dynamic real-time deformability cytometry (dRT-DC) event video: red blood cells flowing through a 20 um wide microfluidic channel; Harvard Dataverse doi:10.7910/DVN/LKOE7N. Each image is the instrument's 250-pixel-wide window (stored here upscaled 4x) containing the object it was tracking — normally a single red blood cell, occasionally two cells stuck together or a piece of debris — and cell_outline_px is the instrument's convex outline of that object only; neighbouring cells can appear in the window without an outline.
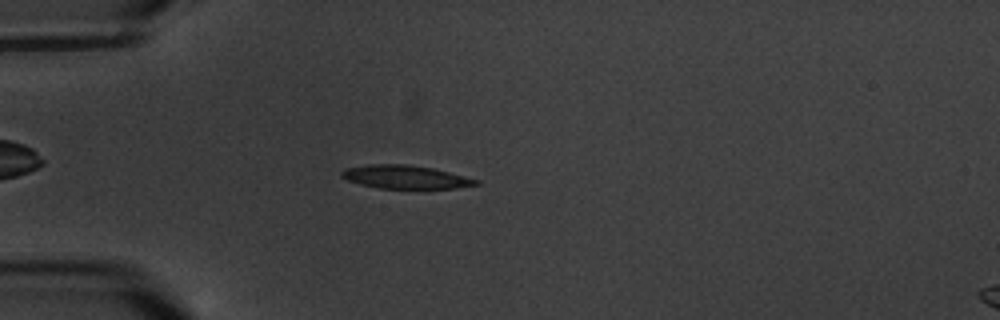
{"species": "common noctule bat (a hibernating species)", "species_latin": "Nyctalus noctula", "temperature_condition": "warm", "stored_images_in_passage": 8, "camera_frame_rate_fps": 3000, "um_per_image_px": 0.085, "animal": {"sex": "male", "body_mass_g": 20.1, "forearm_length_mm": 53.5}, "frame": {"image": 1, "passage_image": 4, "time_ms": 4.333, "image_size_px": [1000, 320], "cell_outline_px": [[480, 184], [456, 188], [380, 188], [360, 184], [348, 180], [340, 176], [340, 172], [344, 168], [368, 164], [404, 164], [432, 168], [480, 180]], "centroid_in_image_um": [34.43, 15.04], "position_along_channel_um": 50.6, "area_um2": 18.15}}
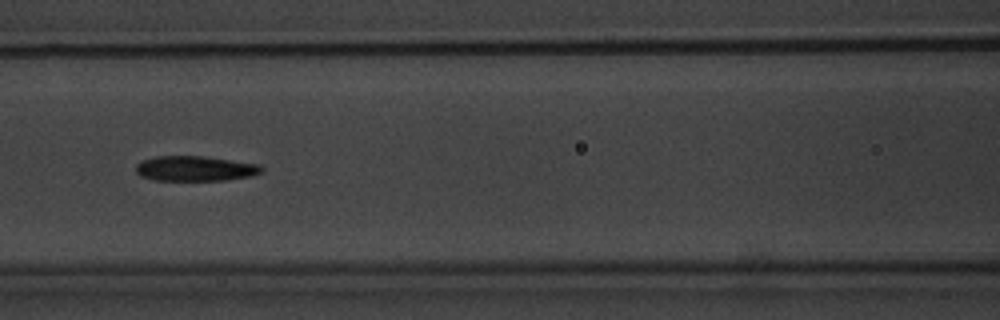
{"frame": {"image": 2, "passage_image": 7, "time_ms": 7.667, "image_size_px": [1000, 320], "cell_outline_px": [[264, 168], [260, 172], [248, 176], [224, 180], [152, 180], [140, 176], [136, 172], [136, 164], [144, 160], [156, 156], [200, 156], [256, 164]], "centroid_in_image_um": [16.5, 14.33], "position_along_channel_um": 150.1, "area_um2": 17.98}}